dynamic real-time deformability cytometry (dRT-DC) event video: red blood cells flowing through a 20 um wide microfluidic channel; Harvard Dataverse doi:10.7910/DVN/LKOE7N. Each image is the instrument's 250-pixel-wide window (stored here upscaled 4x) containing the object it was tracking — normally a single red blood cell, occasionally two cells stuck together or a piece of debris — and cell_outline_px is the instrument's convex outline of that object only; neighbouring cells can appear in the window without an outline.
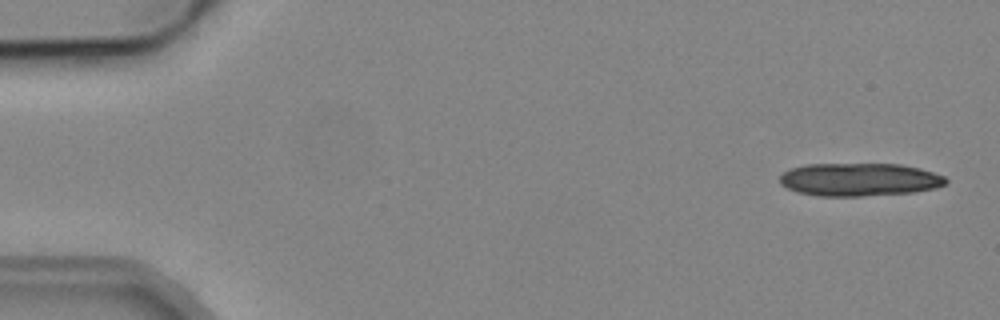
{"species": "common noctule bat (a hibernating species)", "species_latin": "Nyctalus noctula", "temperature_condition": "cold", "stored_images_in_passage": 4, "camera_frame_rate_fps": 3000, "um_per_image_px": 0.085, "animal": {"sex": "male", "body_mass_g": 19.2, "forearm_length_mm": 51.8}, "frame": {"image": 1, "passage_image": 1, "time_ms": 0.0, "image_size_px": [1000, 320], "cell_outline_px": [[948, 184], [936, 188], [916, 192], [860, 196], [820, 196], [796, 192], [780, 184], [780, 176], [788, 168], [804, 164], [900, 164], [920, 168], [944, 176], [948, 180]], "centroid_in_image_um": [73.05, 15.26], "position_along_channel_um": 12.0, "area_um2": 32.25}}